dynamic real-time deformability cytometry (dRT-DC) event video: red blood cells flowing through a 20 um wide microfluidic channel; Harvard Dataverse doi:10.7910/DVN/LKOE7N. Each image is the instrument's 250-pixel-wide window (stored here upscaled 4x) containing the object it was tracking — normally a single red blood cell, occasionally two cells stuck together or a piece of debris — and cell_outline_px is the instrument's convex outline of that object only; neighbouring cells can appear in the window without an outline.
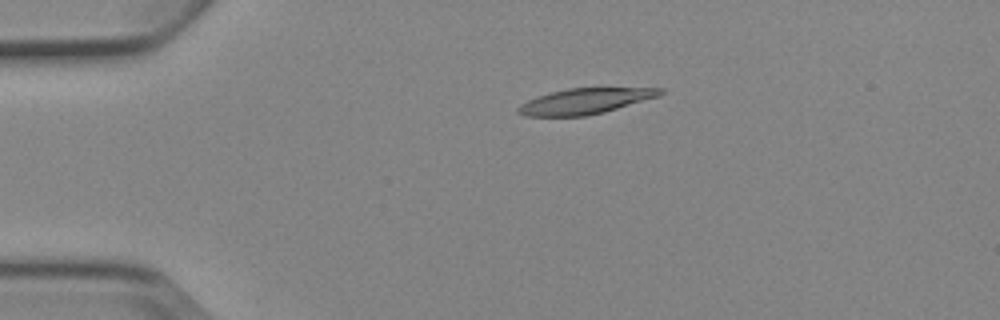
{"species": "Egyptian fruit bat (a non-hibernating species)", "species_latin": "Rousettus aegyptiacus", "temperature_condition": "cold", "stored_images_in_passage": 4, "camera_frame_rate_fps": 3000, "um_per_image_px": 0.085, "animal": {"sex": "female"}, "frame": {"image": 1, "passage_image": 3, "time_ms": 3.333, "image_size_px": [1000, 320], "cell_outline_px": [[664, 92], [660, 96], [604, 112], [584, 116], [524, 116], [516, 112], [516, 108], [520, 104], [536, 96], [568, 88], [664, 88]], "centroid_in_image_um": [49.71, 8.6], "position_along_channel_um": 35.3, "area_um2": 21.21}}